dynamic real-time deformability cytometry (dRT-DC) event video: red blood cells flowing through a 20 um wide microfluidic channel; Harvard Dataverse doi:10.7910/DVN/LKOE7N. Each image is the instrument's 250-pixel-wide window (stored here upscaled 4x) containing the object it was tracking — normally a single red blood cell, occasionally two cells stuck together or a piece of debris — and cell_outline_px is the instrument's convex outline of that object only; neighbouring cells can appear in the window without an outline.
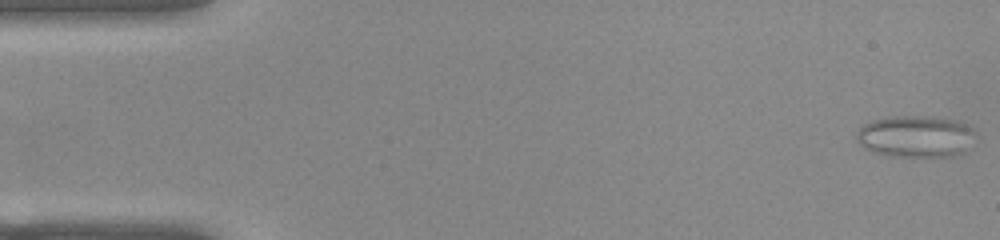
{"species": "common noctule bat (a hibernating species)", "species_latin": "Nyctalus noctula", "temperature_condition": "warm", "stored_images_in_passage": 52, "camera_frame_rate_fps": 3000, "um_per_image_px": 0.085, "animal": {"sex": "female", "body_mass_g": 22.0, "forearm_length_mm": 56.7}, "frame": {"image": 1, "passage_image": 1, "time_ms": 0.0, "image_size_px": [1000, 240], "cell_outline_px": [[972, 132], [964, 152], [952, 156], [884, 156], [872, 152], [864, 148], [856, 140], [856, 132], [864, 124], [872, 120], [888, 116], [928, 116], [952, 120], [964, 124], [972, 128]], "centroid_in_image_um": [77.71, 11.6], "position_along_channel_um": 7.3, "area_um2": 28.61}}
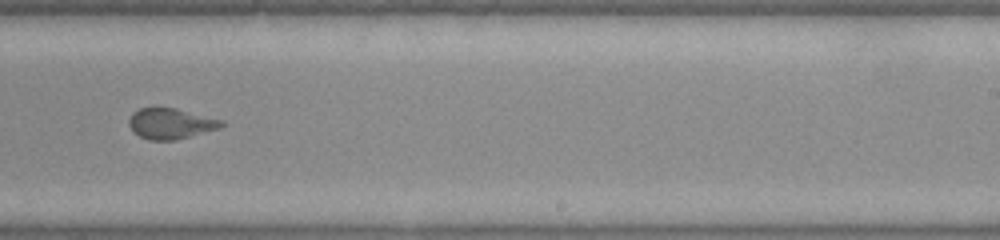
{"frame": {"image": 2, "passage_image": 32, "time_ms": 10.333, "image_size_px": [1000, 240], "cell_outline_px": [[224, 124], [220, 128], [176, 140], [148, 140], [140, 136], [128, 124], [128, 120], [132, 112], [140, 108], [176, 108], [224, 120]], "centroid_in_image_um": [14.52, 10.5], "position_along_channel_um": 274.5, "area_um2": 16.47}}
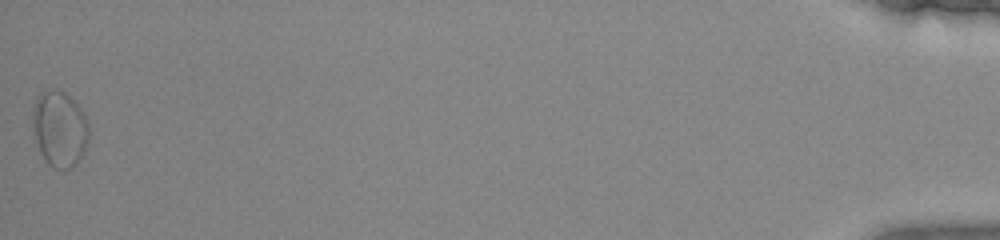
{"frame": {"image": 3, "passage_image": 52, "time_ms": 17.0, "image_size_px": [1000, 240], "cell_outline_px": [[88, 140], [84, 152], [76, 164], [68, 168], [56, 168], [48, 164], [40, 152], [36, 140], [32, 124], [32, 108], [36, 96], [40, 92], [52, 88], [56, 88], [64, 92], [80, 108], [88, 124]], "centroid_in_image_um": [5.03, 10.92], "position_along_channel_um": 430.2, "area_um2": 24.8}, "authors_computed_cell_mechanics": {"area_um2": 17.3689, "velocity_mm_per_s": 3.8875, "shape_relaxation_time_tau1_ms": null, "shape_relaxation_time_tau2_ms": 0.7146, "deformation_change_tau1": null, "deformation_change_tau2": 0.0649}}